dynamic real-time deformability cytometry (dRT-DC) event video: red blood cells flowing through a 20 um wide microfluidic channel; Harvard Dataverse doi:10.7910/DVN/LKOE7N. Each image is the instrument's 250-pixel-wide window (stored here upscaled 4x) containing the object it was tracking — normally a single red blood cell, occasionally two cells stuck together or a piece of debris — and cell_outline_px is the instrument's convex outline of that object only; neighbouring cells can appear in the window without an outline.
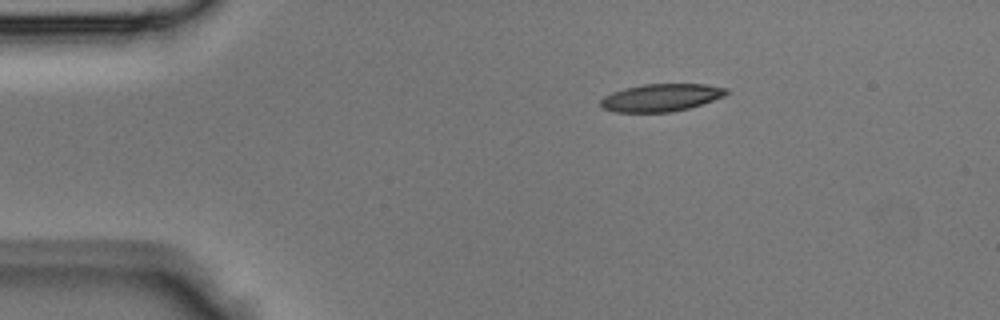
{"species": "Egyptian fruit bat (a non-hibernating species)", "species_latin": "Rousettus aegyptiacus", "temperature_condition": "room temperature", "stored_images_in_passage": 36, "camera_frame_rate_fps": 3000, "um_per_image_px": 0.085, "animal": {"sex": "male"}, "frame": {"image": 1, "passage_image": 1, "time_ms": 0.0, "image_size_px": [1000, 320], "cell_outline_px": [[728, 92], [724, 96], [688, 108], [672, 112], [612, 112], [600, 108], [600, 100], [604, 96], [612, 92], [624, 88], [644, 84], [704, 84], [728, 88]], "centroid_in_image_um": [56.13, 8.3], "position_along_channel_um": 28.9, "area_um2": 20.23}}
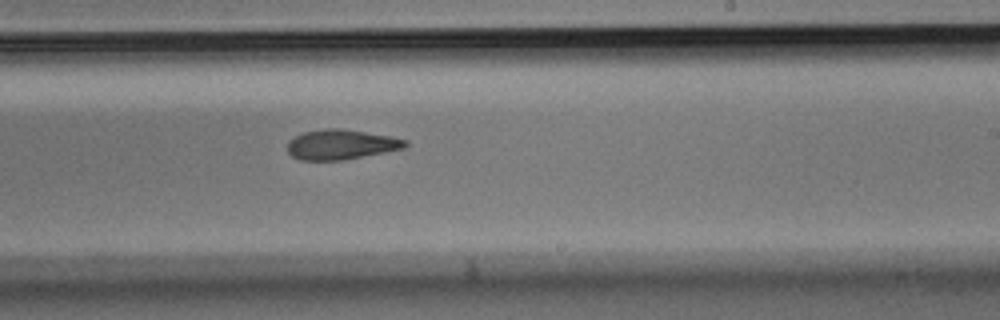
{"frame": {"image": 2, "passage_image": 19, "time_ms": 6.0, "image_size_px": [1000, 320], "cell_outline_px": [[408, 144], [404, 148], [344, 160], [300, 160], [292, 156], [288, 152], [288, 140], [304, 132], [328, 128], [344, 128], [392, 136], [408, 140]], "centroid_in_image_um": [29.01, 12.27], "position_along_channel_um": 260.0, "area_um2": 20.63}}
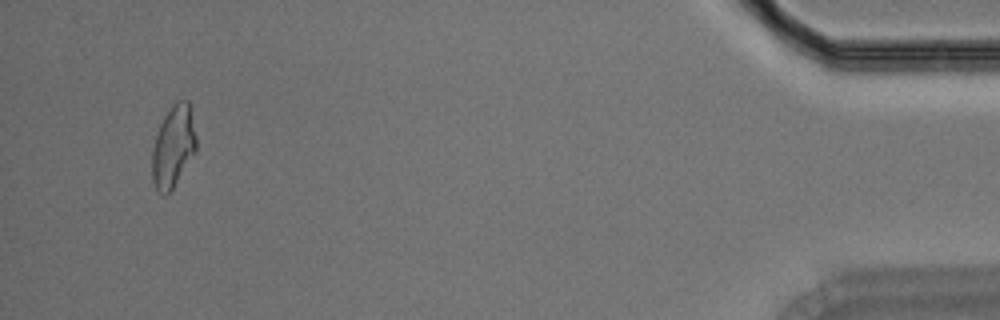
{"frame": {"image": 3, "passage_image": 34, "time_ms": 11.0, "image_size_px": [1000, 320], "cell_outline_px": [[196, 152], [172, 188], [164, 196], [156, 192], [152, 180], [152, 148], [160, 124], [164, 116], [172, 104], [176, 100], [188, 100], [196, 136]], "centroid_in_image_um": [14.71, 12.46], "position_along_channel_um": 420.5, "area_um2": 21.04}}